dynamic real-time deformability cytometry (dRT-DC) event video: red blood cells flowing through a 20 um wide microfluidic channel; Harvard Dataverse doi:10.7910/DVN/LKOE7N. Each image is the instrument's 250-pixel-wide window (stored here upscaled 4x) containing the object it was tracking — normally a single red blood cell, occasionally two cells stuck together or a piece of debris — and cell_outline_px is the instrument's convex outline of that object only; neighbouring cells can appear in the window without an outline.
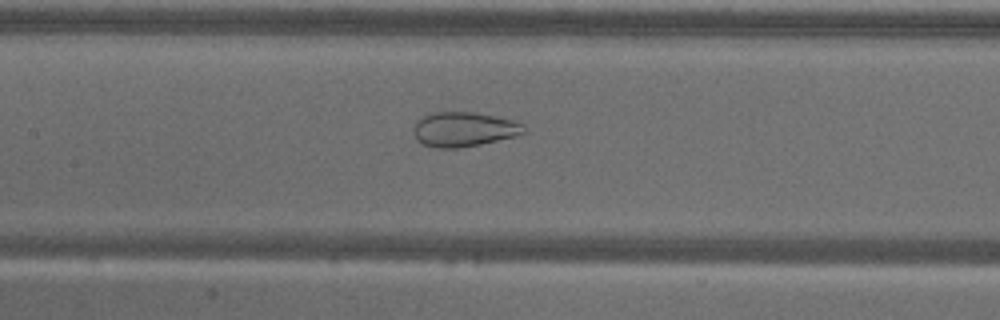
{"species": "common noctule bat (a hibernating species)", "species_latin": "Nyctalus noctula", "temperature_condition": "warm", "stored_images_in_passage": 58, "camera_frame_rate_fps": 3000, "um_per_image_px": 0.085, "animal": {"sex": "male", "body_mass_g": 18.8}, "frame": {"image": 1, "passage_image": 27, "time_ms": 8.667, "image_size_px": [1000, 320], "cell_outline_px": [[524, 132], [516, 136], [480, 144], [456, 148], [436, 148], [424, 144], [416, 140], [412, 128], [416, 120], [432, 112], [476, 112], [512, 120], [524, 124]], "centroid_in_image_um": [39.39, 10.98], "position_along_channel_um": 168.0, "area_um2": 22.25}}
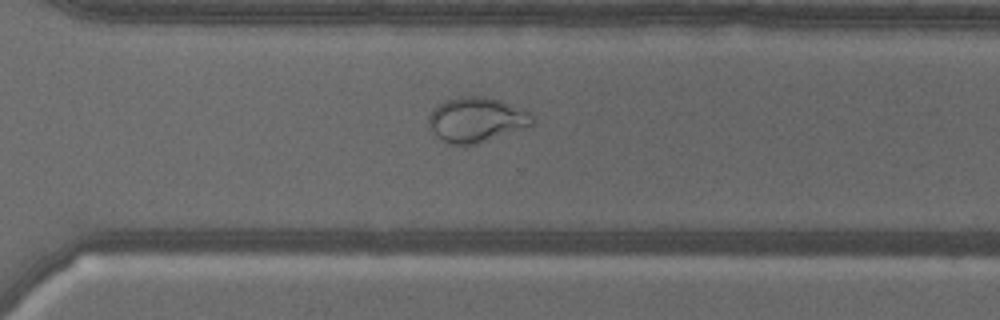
{"frame": {"image": 2, "passage_image": 41, "time_ms": 13.333, "image_size_px": [1000, 320], "cell_outline_px": [[536, 124], [476, 144], [452, 144], [440, 140], [428, 128], [428, 116], [436, 104], [444, 100], [464, 96], [484, 96], [500, 100], [524, 108], [536, 120]], "centroid_in_image_um": [40.48, 10.16], "position_along_channel_um": 330.1, "area_um2": 27.46}}
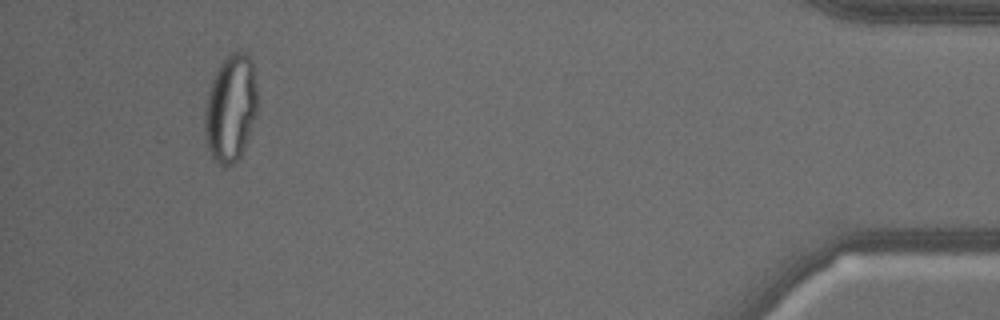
{"frame": {"image": 3, "passage_image": 54, "time_ms": 17.667, "image_size_px": [1000, 320], "cell_outline_px": [[256, 112], [244, 148], [240, 156], [232, 164], [224, 168], [212, 160], [204, 136], [204, 104], [212, 80], [220, 64], [232, 52], [244, 52], [252, 60], [256, 84]], "centroid_in_image_um": [19.57, 9.24], "position_along_channel_um": 415.6, "area_um2": 32.95}}